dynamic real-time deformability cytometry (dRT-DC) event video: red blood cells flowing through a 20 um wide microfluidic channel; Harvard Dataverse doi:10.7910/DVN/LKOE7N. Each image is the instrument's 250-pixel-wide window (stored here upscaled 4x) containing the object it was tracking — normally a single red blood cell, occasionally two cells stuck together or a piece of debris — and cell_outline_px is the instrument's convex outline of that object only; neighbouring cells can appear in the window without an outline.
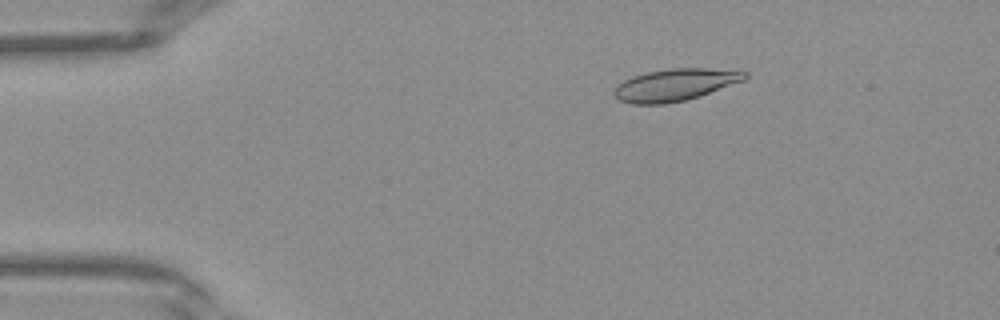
{"species": "Egyptian fruit bat (a non-hibernating species)", "species_latin": "Rousettus aegyptiacus", "temperature_condition": "warm", "stored_images_in_passage": 41, "camera_frame_rate_fps": 3000, "um_per_image_px": 0.085, "frame": {"image": 1, "passage_image": 7, "time_ms": 2.0, "image_size_px": [1000, 320], "cell_outline_px": [[748, 76], [744, 80], [700, 96], [684, 100], [664, 104], [632, 104], [620, 100], [612, 96], [612, 92], [624, 80], [632, 76], [648, 72], [672, 68], [708, 68], [748, 72]], "centroid_in_image_um": [57.36, 7.21], "position_along_channel_um": 27.6, "area_um2": 24.28}}
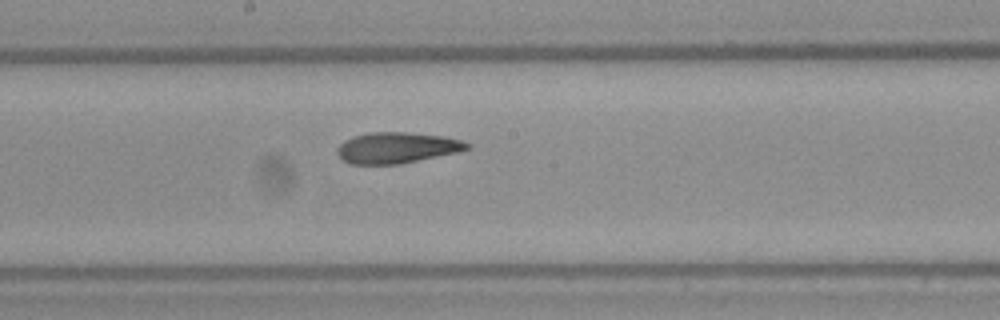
{"frame": {"image": 2, "passage_image": 22, "time_ms": 7.0, "image_size_px": [1000, 320], "cell_outline_px": [[468, 148], [456, 152], [400, 164], [352, 164], [344, 160], [336, 152], [336, 148], [344, 140], [352, 136], [368, 132], [404, 132], [444, 136], [460, 140], [468, 144]], "centroid_in_image_um": [33.66, 12.55], "position_along_channel_um": 214.5, "area_um2": 23.18}}
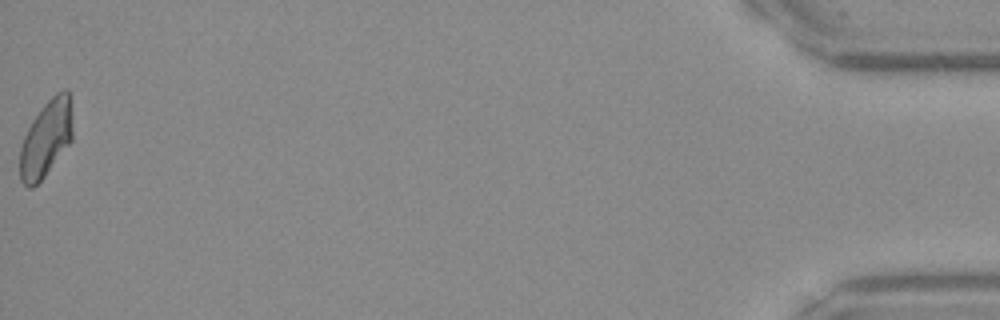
{"frame": {"image": 3, "passage_image": 41, "time_ms": 13.333, "image_size_px": [1000, 320], "cell_outline_px": [[72, 140], [44, 176], [32, 188], [28, 188], [20, 180], [20, 148], [24, 136], [32, 120], [44, 104], [56, 92], [64, 88], [68, 88], [72, 116]], "centroid_in_image_um": [3.92, 11.75], "position_along_channel_um": 431.3, "area_um2": 23.41}}